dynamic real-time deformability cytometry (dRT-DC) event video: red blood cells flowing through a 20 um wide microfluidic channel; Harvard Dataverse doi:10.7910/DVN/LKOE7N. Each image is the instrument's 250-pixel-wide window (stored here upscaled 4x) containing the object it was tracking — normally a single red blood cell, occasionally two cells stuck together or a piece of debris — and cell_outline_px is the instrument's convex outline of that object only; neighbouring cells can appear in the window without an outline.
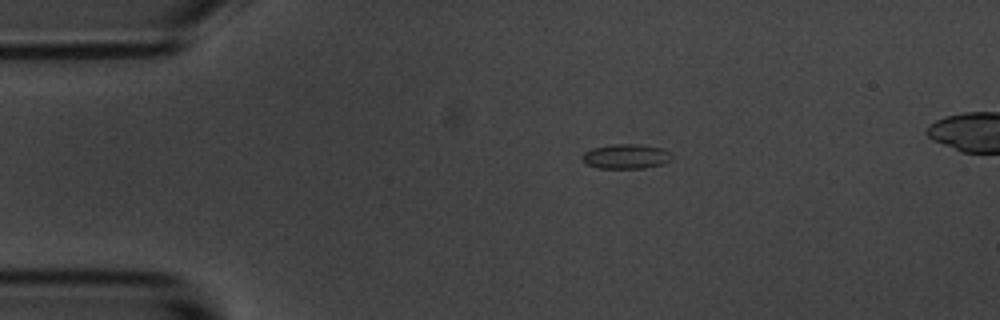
{"species": "common noctule bat (a hibernating species)", "species_latin": "Nyctalus noctula", "temperature_condition": "room temperature", "stored_images_in_passage": 3, "camera_frame_rate_fps": 3000, "um_per_image_px": 0.085, "animal": {"sex": "male", "body_mass_g": 20.1, "forearm_length_mm": 53.5}, "frame": {"image": 1, "passage_image": 1, "time_ms": 0.0, "image_size_px": [1000, 320], "cell_outline_px": [[672, 160], [664, 164], [644, 168], [596, 168], [588, 164], [580, 156], [584, 152], [592, 148], [616, 144], [636, 144], [664, 148], [672, 152]], "centroid_in_image_um": [53.27, 13.29], "position_along_channel_um": 31.7, "area_um2": 13.01}}